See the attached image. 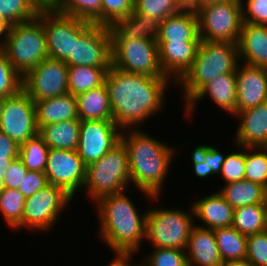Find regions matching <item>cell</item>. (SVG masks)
I'll return each mask as SVG.
<instances>
[{
    "mask_svg": "<svg viewBox=\"0 0 267 266\" xmlns=\"http://www.w3.org/2000/svg\"><path fill=\"white\" fill-rule=\"evenodd\" d=\"M223 266H252L247 261L227 262Z\"/></svg>",
    "mask_w": 267,
    "mask_h": 266,
    "instance_id": "obj_54",
    "label": "cell"
},
{
    "mask_svg": "<svg viewBox=\"0 0 267 266\" xmlns=\"http://www.w3.org/2000/svg\"><path fill=\"white\" fill-rule=\"evenodd\" d=\"M42 2H44L45 4H48L51 0H41Z\"/></svg>",
    "mask_w": 267,
    "mask_h": 266,
    "instance_id": "obj_57",
    "label": "cell"
},
{
    "mask_svg": "<svg viewBox=\"0 0 267 266\" xmlns=\"http://www.w3.org/2000/svg\"><path fill=\"white\" fill-rule=\"evenodd\" d=\"M184 8H193L200 0H179Z\"/></svg>",
    "mask_w": 267,
    "mask_h": 266,
    "instance_id": "obj_53",
    "label": "cell"
},
{
    "mask_svg": "<svg viewBox=\"0 0 267 266\" xmlns=\"http://www.w3.org/2000/svg\"><path fill=\"white\" fill-rule=\"evenodd\" d=\"M220 174L227 183L243 180L245 175V153L242 151L228 154Z\"/></svg>",
    "mask_w": 267,
    "mask_h": 266,
    "instance_id": "obj_43",
    "label": "cell"
},
{
    "mask_svg": "<svg viewBox=\"0 0 267 266\" xmlns=\"http://www.w3.org/2000/svg\"><path fill=\"white\" fill-rule=\"evenodd\" d=\"M228 0H200L193 8H202Z\"/></svg>",
    "mask_w": 267,
    "mask_h": 266,
    "instance_id": "obj_51",
    "label": "cell"
},
{
    "mask_svg": "<svg viewBox=\"0 0 267 266\" xmlns=\"http://www.w3.org/2000/svg\"><path fill=\"white\" fill-rule=\"evenodd\" d=\"M245 261L252 266H267V229L247 236Z\"/></svg>",
    "mask_w": 267,
    "mask_h": 266,
    "instance_id": "obj_41",
    "label": "cell"
},
{
    "mask_svg": "<svg viewBox=\"0 0 267 266\" xmlns=\"http://www.w3.org/2000/svg\"><path fill=\"white\" fill-rule=\"evenodd\" d=\"M121 129L114 121L81 120L77 153L87 166L103 157L121 140Z\"/></svg>",
    "mask_w": 267,
    "mask_h": 266,
    "instance_id": "obj_14",
    "label": "cell"
},
{
    "mask_svg": "<svg viewBox=\"0 0 267 266\" xmlns=\"http://www.w3.org/2000/svg\"><path fill=\"white\" fill-rule=\"evenodd\" d=\"M263 205H264V210H265V221H266V226H267V193L265 195Z\"/></svg>",
    "mask_w": 267,
    "mask_h": 266,
    "instance_id": "obj_56",
    "label": "cell"
},
{
    "mask_svg": "<svg viewBox=\"0 0 267 266\" xmlns=\"http://www.w3.org/2000/svg\"><path fill=\"white\" fill-rule=\"evenodd\" d=\"M49 147L44 139L37 134L20 145L19 157L25 167L31 171L44 172L46 168Z\"/></svg>",
    "mask_w": 267,
    "mask_h": 266,
    "instance_id": "obj_35",
    "label": "cell"
},
{
    "mask_svg": "<svg viewBox=\"0 0 267 266\" xmlns=\"http://www.w3.org/2000/svg\"><path fill=\"white\" fill-rule=\"evenodd\" d=\"M169 79L130 73L112 65L107 71L105 84L116 125L123 131L134 129V125L140 126L161 111Z\"/></svg>",
    "mask_w": 267,
    "mask_h": 266,
    "instance_id": "obj_1",
    "label": "cell"
},
{
    "mask_svg": "<svg viewBox=\"0 0 267 266\" xmlns=\"http://www.w3.org/2000/svg\"><path fill=\"white\" fill-rule=\"evenodd\" d=\"M93 22L42 6V25L46 34L48 57L73 66L74 39H78Z\"/></svg>",
    "mask_w": 267,
    "mask_h": 266,
    "instance_id": "obj_7",
    "label": "cell"
},
{
    "mask_svg": "<svg viewBox=\"0 0 267 266\" xmlns=\"http://www.w3.org/2000/svg\"><path fill=\"white\" fill-rule=\"evenodd\" d=\"M109 29L111 41H131L139 38L157 41L159 21L153 17L132 12L126 18L115 22Z\"/></svg>",
    "mask_w": 267,
    "mask_h": 266,
    "instance_id": "obj_24",
    "label": "cell"
},
{
    "mask_svg": "<svg viewBox=\"0 0 267 266\" xmlns=\"http://www.w3.org/2000/svg\"><path fill=\"white\" fill-rule=\"evenodd\" d=\"M226 156H224L217 148L214 146H209V165L213 170L214 175L220 174L222 165L226 160Z\"/></svg>",
    "mask_w": 267,
    "mask_h": 266,
    "instance_id": "obj_49",
    "label": "cell"
},
{
    "mask_svg": "<svg viewBox=\"0 0 267 266\" xmlns=\"http://www.w3.org/2000/svg\"><path fill=\"white\" fill-rule=\"evenodd\" d=\"M110 67L68 66V92L74 96L105 83Z\"/></svg>",
    "mask_w": 267,
    "mask_h": 266,
    "instance_id": "obj_30",
    "label": "cell"
},
{
    "mask_svg": "<svg viewBox=\"0 0 267 266\" xmlns=\"http://www.w3.org/2000/svg\"><path fill=\"white\" fill-rule=\"evenodd\" d=\"M45 3L41 0H0V16L9 24L33 20Z\"/></svg>",
    "mask_w": 267,
    "mask_h": 266,
    "instance_id": "obj_34",
    "label": "cell"
},
{
    "mask_svg": "<svg viewBox=\"0 0 267 266\" xmlns=\"http://www.w3.org/2000/svg\"><path fill=\"white\" fill-rule=\"evenodd\" d=\"M127 133L126 136V133L121 132V140L128 151L130 180L143 194L158 199L174 156V148L138 128Z\"/></svg>",
    "mask_w": 267,
    "mask_h": 266,
    "instance_id": "obj_2",
    "label": "cell"
},
{
    "mask_svg": "<svg viewBox=\"0 0 267 266\" xmlns=\"http://www.w3.org/2000/svg\"><path fill=\"white\" fill-rule=\"evenodd\" d=\"M48 184L49 183L44 172L28 170L17 190L25 198H28Z\"/></svg>",
    "mask_w": 267,
    "mask_h": 266,
    "instance_id": "obj_45",
    "label": "cell"
},
{
    "mask_svg": "<svg viewBox=\"0 0 267 266\" xmlns=\"http://www.w3.org/2000/svg\"><path fill=\"white\" fill-rule=\"evenodd\" d=\"M3 37L1 47L8 61L22 77L48 58L42 7L35 19L10 25Z\"/></svg>",
    "mask_w": 267,
    "mask_h": 266,
    "instance_id": "obj_5",
    "label": "cell"
},
{
    "mask_svg": "<svg viewBox=\"0 0 267 266\" xmlns=\"http://www.w3.org/2000/svg\"><path fill=\"white\" fill-rule=\"evenodd\" d=\"M20 145L0 131V168L6 171L11 161L19 157Z\"/></svg>",
    "mask_w": 267,
    "mask_h": 266,
    "instance_id": "obj_46",
    "label": "cell"
},
{
    "mask_svg": "<svg viewBox=\"0 0 267 266\" xmlns=\"http://www.w3.org/2000/svg\"><path fill=\"white\" fill-rule=\"evenodd\" d=\"M239 61L238 44L200 40L192 66L178 81L184 104L216 76L235 73Z\"/></svg>",
    "mask_w": 267,
    "mask_h": 266,
    "instance_id": "obj_4",
    "label": "cell"
},
{
    "mask_svg": "<svg viewBox=\"0 0 267 266\" xmlns=\"http://www.w3.org/2000/svg\"><path fill=\"white\" fill-rule=\"evenodd\" d=\"M242 0H228L192 8L198 19L200 40L237 44L242 26Z\"/></svg>",
    "mask_w": 267,
    "mask_h": 266,
    "instance_id": "obj_9",
    "label": "cell"
},
{
    "mask_svg": "<svg viewBox=\"0 0 267 266\" xmlns=\"http://www.w3.org/2000/svg\"><path fill=\"white\" fill-rule=\"evenodd\" d=\"M25 199L17 189L5 188L0 193V212L8 226L14 229L22 223Z\"/></svg>",
    "mask_w": 267,
    "mask_h": 266,
    "instance_id": "obj_37",
    "label": "cell"
},
{
    "mask_svg": "<svg viewBox=\"0 0 267 266\" xmlns=\"http://www.w3.org/2000/svg\"><path fill=\"white\" fill-rule=\"evenodd\" d=\"M0 131L19 145L39 134L35 102L23 89L0 99Z\"/></svg>",
    "mask_w": 267,
    "mask_h": 266,
    "instance_id": "obj_12",
    "label": "cell"
},
{
    "mask_svg": "<svg viewBox=\"0 0 267 266\" xmlns=\"http://www.w3.org/2000/svg\"><path fill=\"white\" fill-rule=\"evenodd\" d=\"M10 25L0 16V40L1 37L5 34L6 32L9 30ZM2 42H0V46H1Z\"/></svg>",
    "mask_w": 267,
    "mask_h": 266,
    "instance_id": "obj_52",
    "label": "cell"
},
{
    "mask_svg": "<svg viewBox=\"0 0 267 266\" xmlns=\"http://www.w3.org/2000/svg\"><path fill=\"white\" fill-rule=\"evenodd\" d=\"M237 44L246 64L267 69V25L242 22Z\"/></svg>",
    "mask_w": 267,
    "mask_h": 266,
    "instance_id": "obj_22",
    "label": "cell"
},
{
    "mask_svg": "<svg viewBox=\"0 0 267 266\" xmlns=\"http://www.w3.org/2000/svg\"><path fill=\"white\" fill-rule=\"evenodd\" d=\"M44 173L49 184L66 189L72 196L83 188L86 165L76 150L49 148Z\"/></svg>",
    "mask_w": 267,
    "mask_h": 266,
    "instance_id": "obj_15",
    "label": "cell"
},
{
    "mask_svg": "<svg viewBox=\"0 0 267 266\" xmlns=\"http://www.w3.org/2000/svg\"><path fill=\"white\" fill-rule=\"evenodd\" d=\"M209 95L217 106L233 116L237 113L236 76L235 73H226L216 76L204 85L186 104V115H192L195 102ZM189 113V114H188Z\"/></svg>",
    "mask_w": 267,
    "mask_h": 266,
    "instance_id": "obj_20",
    "label": "cell"
},
{
    "mask_svg": "<svg viewBox=\"0 0 267 266\" xmlns=\"http://www.w3.org/2000/svg\"><path fill=\"white\" fill-rule=\"evenodd\" d=\"M232 227L245 236L265 231L264 205L252 204L235 208Z\"/></svg>",
    "mask_w": 267,
    "mask_h": 266,
    "instance_id": "obj_32",
    "label": "cell"
},
{
    "mask_svg": "<svg viewBox=\"0 0 267 266\" xmlns=\"http://www.w3.org/2000/svg\"><path fill=\"white\" fill-rule=\"evenodd\" d=\"M23 85V77L8 61L0 46V99L16 95Z\"/></svg>",
    "mask_w": 267,
    "mask_h": 266,
    "instance_id": "obj_39",
    "label": "cell"
},
{
    "mask_svg": "<svg viewBox=\"0 0 267 266\" xmlns=\"http://www.w3.org/2000/svg\"><path fill=\"white\" fill-rule=\"evenodd\" d=\"M194 216L205 222L207 229L231 227L234 208L218 192L192 203Z\"/></svg>",
    "mask_w": 267,
    "mask_h": 266,
    "instance_id": "obj_25",
    "label": "cell"
},
{
    "mask_svg": "<svg viewBox=\"0 0 267 266\" xmlns=\"http://www.w3.org/2000/svg\"><path fill=\"white\" fill-rule=\"evenodd\" d=\"M100 236L116 253H137L146 235L147 212L139 216L134 203L119 192L100 198L96 204Z\"/></svg>",
    "mask_w": 267,
    "mask_h": 266,
    "instance_id": "obj_3",
    "label": "cell"
},
{
    "mask_svg": "<svg viewBox=\"0 0 267 266\" xmlns=\"http://www.w3.org/2000/svg\"><path fill=\"white\" fill-rule=\"evenodd\" d=\"M161 208L147 211L145 238L153 248H175L185 250L194 226V211Z\"/></svg>",
    "mask_w": 267,
    "mask_h": 266,
    "instance_id": "obj_8",
    "label": "cell"
},
{
    "mask_svg": "<svg viewBox=\"0 0 267 266\" xmlns=\"http://www.w3.org/2000/svg\"><path fill=\"white\" fill-rule=\"evenodd\" d=\"M192 162L194 165V171L197 176L207 177L214 174L212 168L209 165V146L199 145L192 153Z\"/></svg>",
    "mask_w": 267,
    "mask_h": 266,
    "instance_id": "obj_48",
    "label": "cell"
},
{
    "mask_svg": "<svg viewBox=\"0 0 267 266\" xmlns=\"http://www.w3.org/2000/svg\"><path fill=\"white\" fill-rule=\"evenodd\" d=\"M132 255L134 253H116L117 257H114V260L108 266H131L129 261L132 259ZM133 266H142V263Z\"/></svg>",
    "mask_w": 267,
    "mask_h": 266,
    "instance_id": "obj_50",
    "label": "cell"
},
{
    "mask_svg": "<svg viewBox=\"0 0 267 266\" xmlns=\"http://www.w3.org/2000/svg\"><path fill=\"white\" fill-rule=\"evenodd\" d=\"M242 21L267 25V0H247L246 7H242Z\"/></svg>",
    "mask_w": 267,
    "mask_h": 266,
    "instance_id": "obj_44",
    "label": "cell"
},
{
    "mask_svg": "<svg viewBox=\"0 0 267 266\" xmlns=\"http://www.w3.org/2000/svg\"><path fill=\"white\" fill-rule=\"evenodd\" d=\"M79 119L47 124L39 128V135L51 149L76 150L80 135Z\"/></svg>",
    "mask_w": 267,
    "mask_h": 266,
    "instance_id": "obj_28",
    "label": "cell"
},
{
    "mask_svg": "<svg viewBox=\"0 0 267 266\" xmlns=\"http://www.w3.org/2000/svg\"><path fill=\"white\" fill-rule=\"evenodd\" d=\"M213 231L223 263L245 261L247 236L238 232L232 226Z\"/></svg>",
    "mask_w": 267,
    "mask_h": 266,
    "instance_id": "obj_31",
    "label": "cell"
},
{
    "mask_svg": "<svg viewBox=\"0 0 267 266\" xmlns=\"http://www.w3.org/2000/svg\"><path fill=\"white\" fill-rule=\"evenodd\" d=\"M79 120L113 121L106 84L76 96Z\"/></svg>",
    "mask_w": 267,
    "mask_h": 266,
    "instance_id": "obj_27",
    "label": "cell"
},
{
    "mask_svg": "<svg viewBox=\"0 0 267 266\" xmlns=\"http://www.w3.org/2000/svg\"><path fill=\"white\" fill-rule=\"evenodd\" d=\"M185 251H187L188 266L224 265L219 254L214 231L203 228V226H193Z\"/></svg>",
    "mask_w": 267,
    "mask_h": 266,
    "instance_id": "obj_21",
    "label": "cell"
},
{
    "mask_svg": "<svg viewBox=\"0 0 267 266\" xmlns=\"http://www.w3.org/2000/svg\"><path fill=\"white\" fill-rule=\"evenodd\" d=\"M199 42H157L159 63L164 75L169 78L175 76V82H178L192 66Z\"/></svg>",
    "mask_w": 267,
    "mask_h": 266,
    "instance_id": "obj_18",
    "label": "cell"
},
{
    "mask_svg": "<svg viewBox=\"0 0 267 266\" xmlns=\"http://www.w3.org/2000/svg\"><path fill=\"white\" fill-rule=\"evenodd\" d=\"M185 250L175 248H154L142 266H188Z\"/></svg>",
    "mask_w": 267,
    "mask_h": 266,
    "instance_id": "obj_40",
    "label": "cell"
},
{
    "mask_svg": "<svg viewBox=\"0 0 267 266\" xmlns=\"http://www.w3.org/2000/svg\"><path fill=\"white\" fill-rule=\"evenodd\" d=\"M218 192L235 209L252 204H263L267 189L258 183L243 179L226 183Z\"/></svg>",
    "mask_w": 267,
    "mask_h": 266,
    "instance_id": "obj_29",
    "label": "cell"
},
{
    "mask_svg": "<svg viewBox=\"0 0 267 266\" xmlns=\"http://www.w3.org/2000/svg\"><path fill=\"white\" fill-rule=\"evenodd\" d=\"M134 0H102V25L112 26L133 12Z\"/></svg>",
    "mask_w": 267,
    "mask_h": 266,
    "instance_id": "obj_42",
    "label": "cell"
},
{
    "mask_svg": "<svg viewBox=\"0 0 267 266\" xmlns=\"http://www.w3.org/2000/svg\"><path fill=\"white\" fill-rule=\"evenodd\" d=\"M235 116L241 118L235 135L239 147H267V101Z\"/></svg>",
    "mask_w": 267,
    "mask_h": 266,
    "instance_id": "obj_19",
    "label": "cell"
},
{
    "mask_svg": "<svg viewBox=\"0 0 267 266\" xmlns=\"http://www.w3.org/2000/svg\"><path fill=\"white\" fill-rule=\"evenodd\" d=\"M28 169L20 157L11 161L9 168L4 171V186L5 188L17 189L19 184L26 175Z\"/></svg>",
    "mask_w": 267,
    "mask_h": 266,
    "instance_id": "obj_47",
    "label": "cell"
},
{
    "mask_svg": "<svg viewBox=\"0 0 267 266\" xmlns=\"http://www.w3.org/2000/svg\"><path fill=\"white\" fill-rule=\"evenodd\" d=\"M112 65L123 71L151 77H167L159 63L157 41L145 38L111 41Z\"/></svg>",
    "mask_w": 267,
    "mask_h": 266,
    "instance_id": "obj_10",
    "label": "cell"
},
{
    "mask_svg": "<svg viewBox=\"0 0 267 266\" xmlns=\"http://www.w3.org/2000/svg\"><path fill=\"white\" fill-rule=\"evenodd\" d=\"M22 89L33 101L69 93L68 65L57 59H44L23 77Z\"/></svg>",
    "mask_w": 267,
    "mask_h": 266,
    "instance_id": "obj_13",
    "label": "cell"
},
{
    "mask_svg": "<svg viewBox=\"0 0 267 266\" xmlns=\"http://www.w3.org/2000/svg\"><path fill=\"white\" fill-rule=\"evenodd\" d=\"M72 199L66 189L48 184L25 199L22 223L17 228L49 230Z\"/></svg>",
    "mask_w": 267,
    "mask_h": 266,
    "instance_id": "obj_11",
    "label": "cell"
},
{
    "mask_svg": "<svg viewBox=\"0 0 267 266\" xmlns=\"http://www.w3.org/2000/svg\"><path fill=\"white\" fill-rule=\"evenodd\" d=\"M130 182L128 151L120 140L103 157L86 166L83 188L97 202L104 196L123 192Z\"/></svg>",
    "mask_w": 267,
    "mask_h": 266,
    "instance_id": "obj_6",
    "label": "cell"
},
{
    "mask_svg": "<svg viewBox=\"0 0 267 266\" xmlns=\"http://www.w3.org/2000/svg\"><path fill=\"white\" fill-rule=\"evenodd\" d=\"M245 150L244 179L264 186L267 189V147H243ZM253 149L258 150L254 151ZM260 150V151H259Z\"/></svg>",
    "mask_w": 267,
    "mask_h": 266,
    "instance_id": "obj_36",
    "label": "cell"
},
{
    "mask_svg": "<svg viewBox=\"0 0 267 266\" xmlns=\"http://www.w3.org/2000/svg\"><path fill=\"white\" fill-rule=\"evenodd\" d=\"M184 6L179 0H134V13L153 17L159 22L180 12Z\"/></svg>",
    "mask_w": 267,
    "mask_h": 266,
    "instance_id": "obj_38",
    "label": "cell"
},
{
    "mask_svg": "<svg viewBox=\"0 0 267 266\" xmlns=\"http://www.w3.org/2000/svg\"><path fill=\"white\" fill-rule=\"evenodd\" d=\"M73 66H112L109 26L93 23L78 39H74Z\"/></svg>",
    "mask_w": 267,
    "mask_h": 266,
    "instance_id": "obj_16",
    "label": "cell"
},
{
    "mask_svg": "<svg viewBox=\"0 0 267 266\" xmlns=\"http://www.w3.org/2000/svg\"><path fill=\"white\" fill-rule=\"evenodd\" d=\"M243 65L235 72L237 113L267 101V69Z\"/></svg>",
    "mask_w": 267,
    "mask_h": 266,
    "instance_id": "obj_17",
    "label": "cell"
},
{
    "mask_svg": "<svg viewBox=\"0 0 267 266\" xmlns=\"http://www.w3.org/2000/svg\"><path fill=\"white\" fill-rule=\"evenodd\" d=\"M200 41L198 19L192 8H184L159 22L157 42Z\"/></svg>",
    "mask_w": 267,
    "mask_h": 266,
    "instance_id": "obj_23",
    "label": "cell"
},
{
    "mask_svg": "<svg viewBox=\"0 0 267 266\" xmlns=\"http://www.w3.org/2000/svg\"><path fill=\"white\" fill-rule=\"evenodd\" d=\"M34 102L38 128L47 124L79 119L76 96L70 93Z\"/></svg>",
    "mask_w": 267,
    "mask_h": 266,
    "instance_id": "obj_26",
    "label": "cell"
},
{
    "mask_svg": "<svg viewBox=\"0 0 267 266\" xmlns=\"http://www.w3.org/2000/svg\"><path fill=\"white\" fill-rule=\"evenodd\" d=\"M53 9L102 25V0H51Z\"/></svg>",
    "mask_w": 267,
    "mask_h": 266,
    "instance_id": "obj_33",
    "label": "cell"
},
{
    "mask_svg": "<svg viewBox=\"0 0 267 266\" xmlns=\"http://www.w3.org/2000/svg\"><path fill=\"white\" fill-rule=\"evenodd\" d=\"M4 170L2 168H0V193L5 189L4 186Z\"/></svg>",
    "mask_w": 267,
    "mask_h": 266,
    "instance_id": "obj_55",
    "label": "cell"
}]
</instances>
